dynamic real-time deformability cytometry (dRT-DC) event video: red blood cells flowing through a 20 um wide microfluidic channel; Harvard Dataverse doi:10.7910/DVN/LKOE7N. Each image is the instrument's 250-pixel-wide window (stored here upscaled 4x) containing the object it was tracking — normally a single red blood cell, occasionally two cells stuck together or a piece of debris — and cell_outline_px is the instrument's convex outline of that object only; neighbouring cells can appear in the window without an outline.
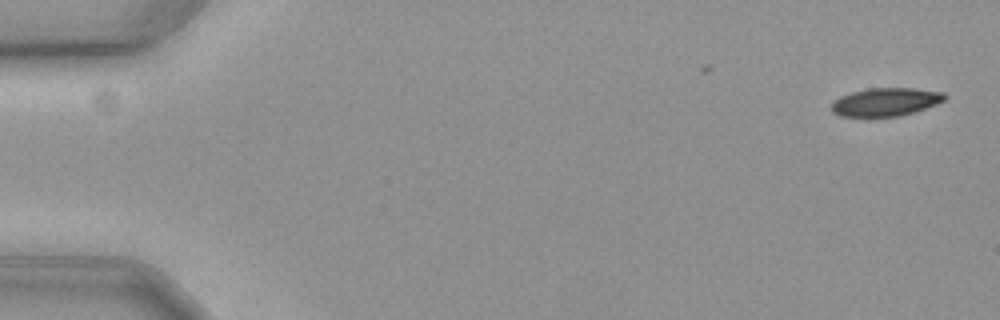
{"species": "common noctule bat (a hibernating species)", "species_latin": "Nyctalus noctula", "temperature_condition": "cold", "stored_images_in_passage": 11, "camera_frame_rate_fps": 3000, "um_per_image_px": 0.085, "animal": {"sex": "female", "body_mass_g": 19.3, "forearm_length_mm": 54.1}, "frame": {"image": 1, "passage_image": 1, "time_ms": 0.0, "image_size_px": [1000, 320], "cell_outline_px": [[948, 96], [944, 100], [936, 104], [916, 112], [900, 116], [840, 116], [832, 112], [832, 104], [840, 96], [852, 92], [868, 88], [912, 88], [944, 92]], "centroid_in_image_um": [75.32, 8.66], "position_along_channel_um": 9.7, "area_um2": 18.55}}